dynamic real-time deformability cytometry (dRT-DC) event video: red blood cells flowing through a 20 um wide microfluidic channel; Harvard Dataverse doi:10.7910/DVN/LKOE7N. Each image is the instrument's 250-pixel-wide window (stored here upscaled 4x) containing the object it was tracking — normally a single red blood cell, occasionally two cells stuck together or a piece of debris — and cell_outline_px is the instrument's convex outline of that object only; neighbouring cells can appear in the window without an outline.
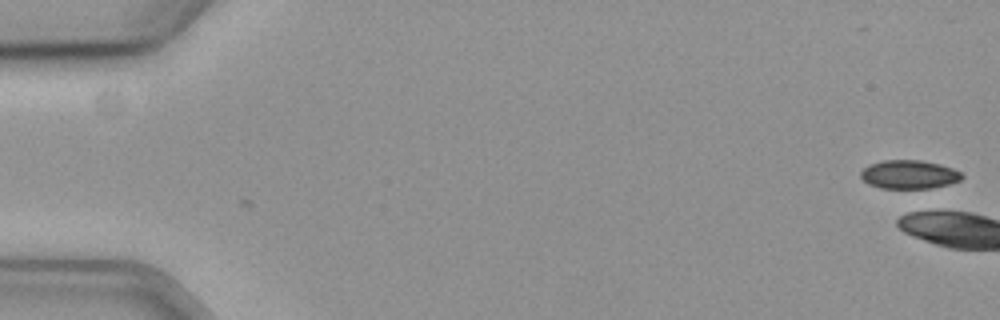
{"species": "common noctule bat (a hibernating species)", "species_latin": "Nyctalus noctula", "temperature_condition": "cold", "stored_images_in_passage": 2, "camera_frame_rate_fps": 3000, "um_per_image_px": 0.085, "animal": {"sex": "female", "body_mass_g": 19.3, "forearm_length_mm": 54.1}, "frame": {"image": 1, "passage_image": 2, "time_ms": 0.333, "image_size_px": [1000, 320], "cell_outline_px": [[964, 176], [960, 180], [948, 184], [932, 188], [880, 188], [868, 184], [860, 176], [860, 172], [864, 168], [872, 164], [884, 160], [920, 160], [940, 164], [952, 168], [960, 172]], "centroid_in_image_um": [77.28, 14.83], "position_along_channel_um": 7.7, "area_um2": 16.76}}